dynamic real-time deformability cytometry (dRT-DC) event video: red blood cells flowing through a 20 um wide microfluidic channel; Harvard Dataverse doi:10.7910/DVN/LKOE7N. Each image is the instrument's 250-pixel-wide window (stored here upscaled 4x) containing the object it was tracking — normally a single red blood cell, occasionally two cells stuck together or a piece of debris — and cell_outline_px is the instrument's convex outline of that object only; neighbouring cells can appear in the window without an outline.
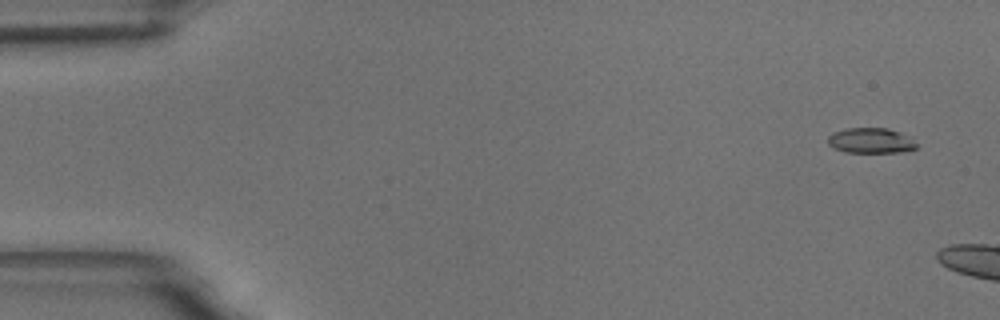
{"species": "common noctule bat (a hibernating species)", "species_latin": "Nyctalus noctula", "temperature_condition": "room temperature", "stored_images_in_passage": 11, "camera_frame_rate_fps": 3000, "um_per_image_px": 0.085, "animal": {"sex": "male", "body_mass_g": 18.8}, "frame": {"image": 1, "passage_image": 3, "time_ms": 0.667, "image_size_px": [1000, 320], "cell_outline_px": [[916, 148], [900, 152], [844, 152], [832, 148], [828, 144], [828, 136], [832, 132], [844, 128], [888, 128], [900, 132], [912, 140], [916, 144]], "centroid_in_image_um": [73.94, 11.94], "position_along_channel_um": 11.1, "area_um2": 13.06}}